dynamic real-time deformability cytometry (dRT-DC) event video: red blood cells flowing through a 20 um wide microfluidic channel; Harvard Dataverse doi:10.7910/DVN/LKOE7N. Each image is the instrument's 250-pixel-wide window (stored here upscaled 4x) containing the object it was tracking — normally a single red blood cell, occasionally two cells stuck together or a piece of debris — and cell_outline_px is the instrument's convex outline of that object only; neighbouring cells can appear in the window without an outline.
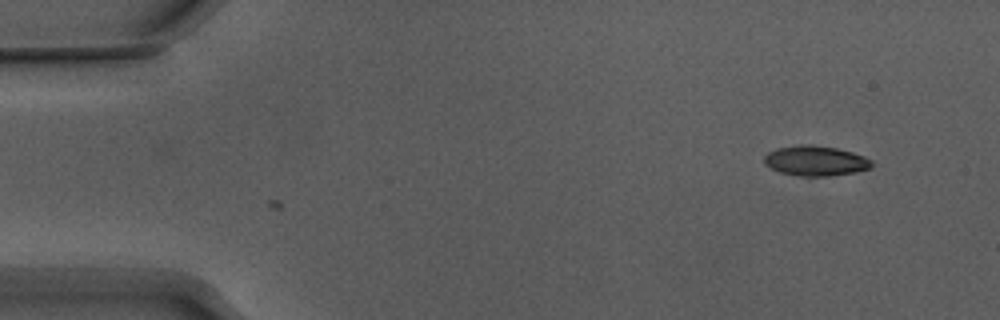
{"species": "Egyptian fruit bat (a non-hibernating species)", "species_latin": "Rousettus aegyptiacus", "temperature_condition": "warm", "stored_images_in_passage": 9, "camera_frame_rate_fps": 3000, "um_per_image_px": 0.085, "animal": {"sex": "male"}, "frame": {"image": 1, "passage_image": 9, "time_ms": 2.667, "image_size_px": [1000, 320], "cell_outline_px": [[872, 164], [868, 168], [856, 172], [828, 176], [800, 176], [780, 172], [764, 164], [764, 156], [768, 152], [776, 148], [800, 144], [808, 144], [836, 148], [852, 152], [864, 156], [872, 160]], "centroid_in_image_um": [69.3, 13.66], "position_along_channel_um": 15.7, "area_um2": 18.79}}